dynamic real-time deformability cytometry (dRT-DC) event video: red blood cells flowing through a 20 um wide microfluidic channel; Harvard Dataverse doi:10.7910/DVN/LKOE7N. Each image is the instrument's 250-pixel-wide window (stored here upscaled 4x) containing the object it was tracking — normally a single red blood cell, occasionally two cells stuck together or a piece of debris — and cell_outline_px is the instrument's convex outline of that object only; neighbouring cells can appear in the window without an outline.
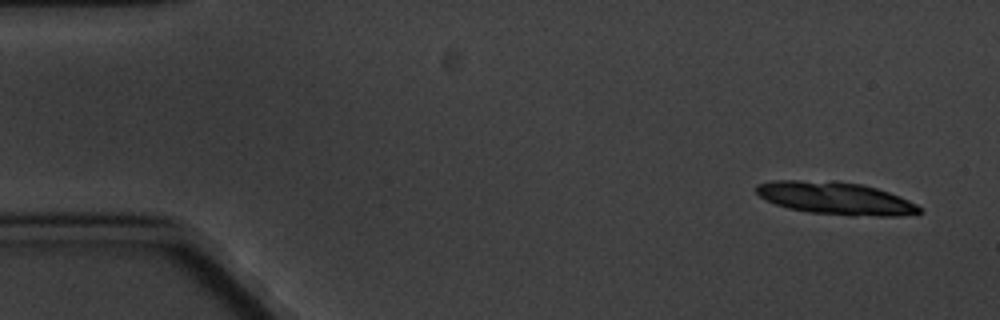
{"species": "common noctule bat (a hibernating species)", "species_latin": "Nyctalus noctula", "temperature_condition": "cold", "stored_images_in_passage": 5, "camera_frame_rate_fps": 3000, "um_per_image_px": 0.085, "animal": {"sex": "male", "body_mass_g": 20.1, "forearm_length_mm": 53.5}, "frame": {"image": 1, "passage_image": 1, "time_ms": 0.0, "image_size_px": [1000, 320], "cell_outline_px": [[920, 212], [900, 216], [852, 216], [808, 212], [788, 208], [764, 200], [756, 192], [756, 184], [772, 180], [796, 180], [860, 184], [876, 188], [900, 196], [916, 204], [920, 208]], "centroid_in_image_um": [70.98, 16.87], "position_along_channel_um": 14.0, "area_um2": 30.63}}